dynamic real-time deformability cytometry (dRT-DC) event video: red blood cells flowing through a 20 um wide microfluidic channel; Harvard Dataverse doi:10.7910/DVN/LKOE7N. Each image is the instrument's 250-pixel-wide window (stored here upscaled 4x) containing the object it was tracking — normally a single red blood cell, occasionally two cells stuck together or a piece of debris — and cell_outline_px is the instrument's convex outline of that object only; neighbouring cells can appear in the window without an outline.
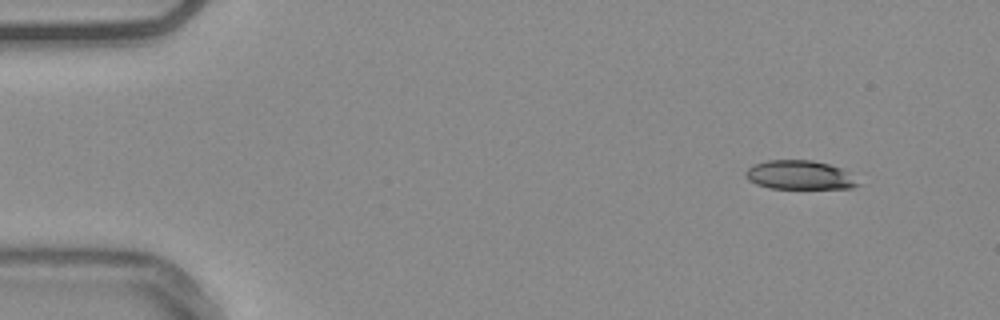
{"species": "common noctule bat (a hibernating species)", "species_latin": "Nyctalus noctula", "temperature_condition": "warm", "stored_images_in_passage": 54, "camera_frame_rate_fps": 3000, "um_per_image_px": 0.085, "animal": {"sex": "male", "body_mass_g": 20.4}, "frame": {"image": 1, "passage_image": 5, "time_ms": 1.333, "image_size_px": [1000, 320], "cell_outline_px": [[860, 184], [852, 188], [768, 188], [756, 184], [748, 180], [744, 176], [744, 172], [752, 164], [768, 160], [812, 160], [828, 164], [840, 168]], "centroid_in_image_um": [67.87, 14.87], "position_along_channel_um": 17.1, "area_um2": 18.79}}
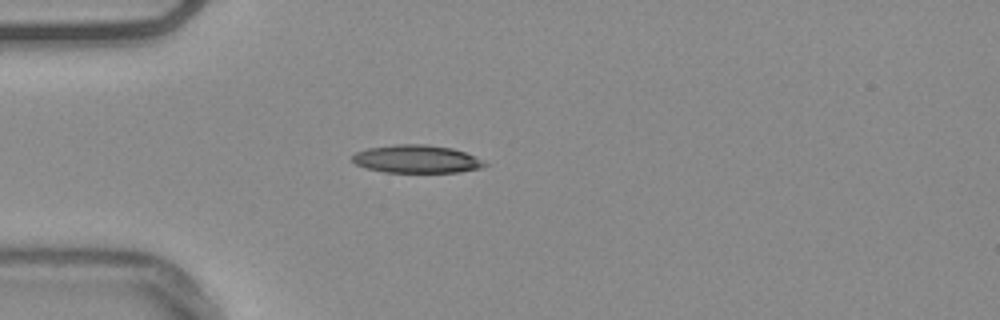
{"frame": {"image": 2, "passage_image": 15, "time_ms": 4.667, "image_size_px": [1000, 320], "cell_outline_px": [[488, 164], [480, 168], [460, 172], [384, 172], [364, 168], [356, 164], [352, 160], [352, 156], [356, 152], [368, 148], [396, 144], [424, 144], [452, 148], [464, 152]], "centroid_in_image_um": [35.36, 13.52], "position_along_channel_um": 49.6, "area_um2": 21.39}}
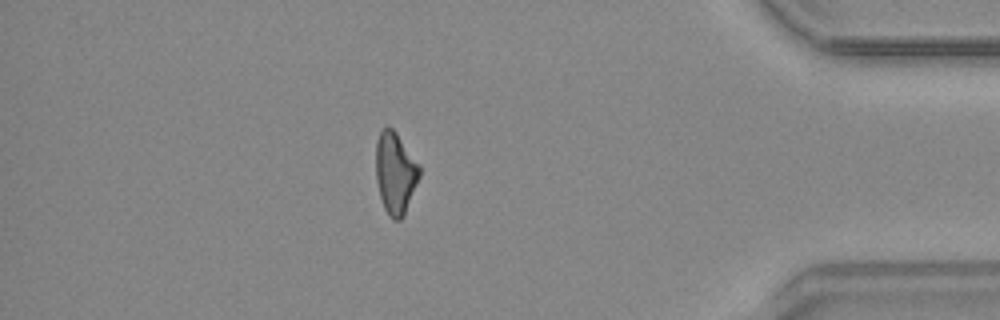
{"frame": {"image": 3, "passage_image": 47, "time_ms": 15.333, "image_size_px": [1000, 320], "cell_outline_px": [[420, 176], [404, 216], [400, 220], [392, 220], [388, 216], [384, 208], [380, 196], [376, 180], [376, 140], [380, 132], [388, 124], [396, 132], [420, 164]], "centroid_in_image_um": [33.6, 14.7], "position_along_channel_um": 401.6, "area_um2": 20.98}}